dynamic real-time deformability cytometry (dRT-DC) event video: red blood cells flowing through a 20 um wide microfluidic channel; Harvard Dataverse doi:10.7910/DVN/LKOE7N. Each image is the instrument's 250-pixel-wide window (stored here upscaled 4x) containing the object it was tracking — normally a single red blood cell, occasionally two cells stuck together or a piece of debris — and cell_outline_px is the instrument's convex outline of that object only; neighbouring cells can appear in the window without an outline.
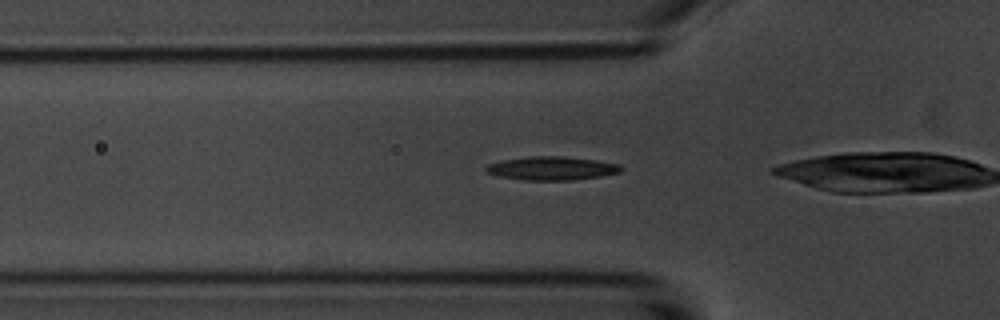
{"species": "common noctule bat (a hibernating species)", "species_latin": "Nyctalus noctula", "temperature_condition": "room temperature", "stored_images_in_passage": 34, "camera_frame_rate_fps": 3000, "um_per_image_px": 0.085, "animal": {"sex": "male", "body_mass_g": 20.1, "forearm_length_mm": 53.5}, "frame": {"image": 1, "passage_image": 8, "time_ms": 2.333, "image_size_px": [1000, 320], "cell_outline_px": [[624, 168], [620, 172], [600, 176], [572, 180], [524, 180], [500, 176], [484, 172], [484, 168], [488, 164], [500, 160], [532, 156], [560, 156], [596, 160], [620, 164]], "centroid_in_image_um": [46.88, 14.3], "position_along_channel_um": 78.9, "area_um2": 18.55}}
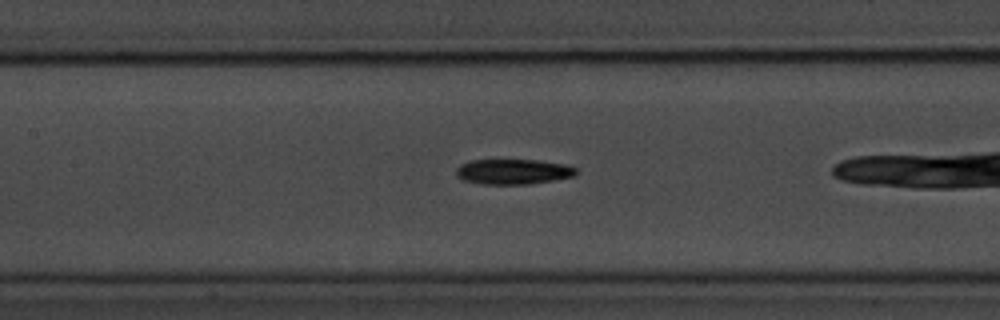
{"frame": {"image": 2, "passage_image": 15, "time_ms": 4.667, "image_size_px": [1000, 320], "cell_outline_px": [[576, 176], [528, 184], [480, 184], [464, 180], [456, 176], [456, 168], [460, 164], [468, 160], [536, 160], [568, 164], [576, 168]], "centroid_in_image_um": [43.61, 14.58], "position_along_channel_um": 163.8, "area_um2": 17.74}}
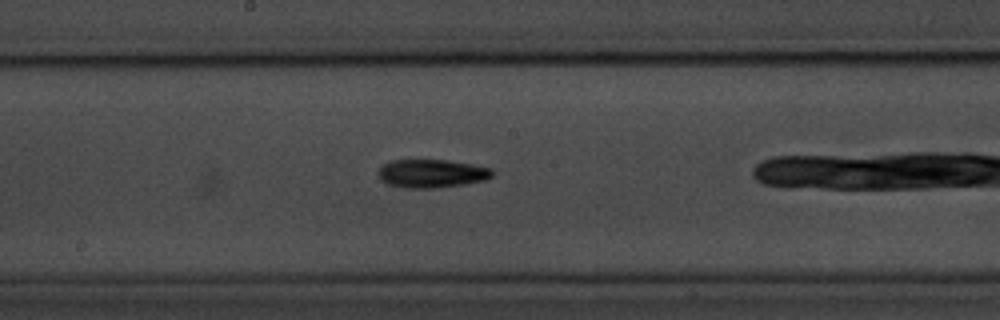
{"frame": {"image": 3, "passage_image": 19, "time_ms": 6.0, "image_size_px": [1000, 320], "cell_outline_px": [[492, 176], [484, 180], [464, 184], [436, 188], [408, 188], [388, 184], [380, 180], [380, 168], [384, 164], [392, 160], [444, 160], [472, 164], [492, 168]], "centroid_in_image_um": [36.7, 14.75], "position_along_channel_um": 211.5, "area_um2": 18.61}}